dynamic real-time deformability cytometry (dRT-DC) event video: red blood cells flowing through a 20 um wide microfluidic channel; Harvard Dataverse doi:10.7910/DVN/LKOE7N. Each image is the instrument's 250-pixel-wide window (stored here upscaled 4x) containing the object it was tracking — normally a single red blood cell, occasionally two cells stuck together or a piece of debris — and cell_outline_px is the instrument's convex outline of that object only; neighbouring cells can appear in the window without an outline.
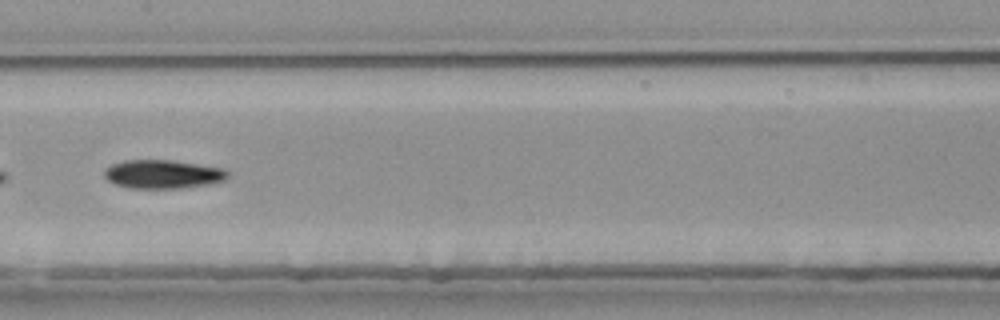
{"species": "common noctule bat (a hibernating species)", "species_latin": "Nyctalus noctula", "temperature_condition": "room temperature", "stored_images_in_passage": 38, "camera_frame_rate_fps": 3000, "um_per_image_px": 0.085, "animal": {"sex": "female", "body_mass_g": 25.1}, "frame": {"image": 1, "passage_image": 12, "time_ms": 3.667, "image_size_px": [1000, 320], "cell_outline_px": [[228, 176], [224, 180], [208, 184], [176, 188], [132, 188], [116, 184], [108, 180], [104, 176], [104, 172], [112, 164], [124, 160], [172, 160], [224, 168], [228, 172]], "centroid_in_image_um": [13.85, 14.79], "position_along_channel_um": 193.6, "area_um2": 20.35}}
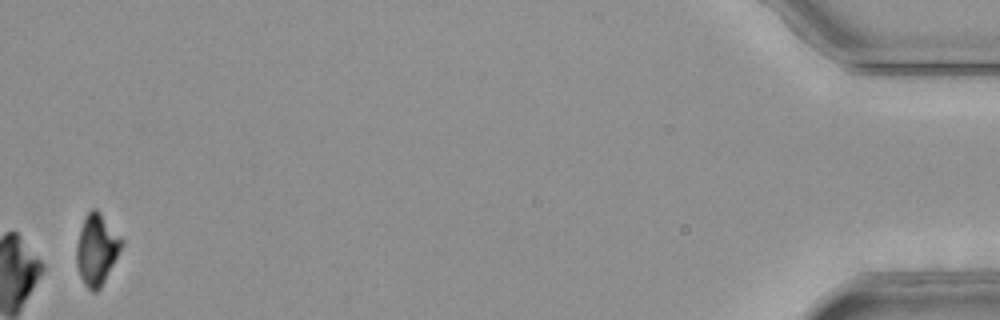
{"frame": {"image": 2, "passage_image": 38, "time_ms": 12.333, "image_size_px": [1000, 320], "cell_outline_px": [[124, 244], [100, 288], [96, 292], [92, 292], [84, 284], [80, 276], [76, 264], [76, 244], [80, 228], [88, 212], [92, 208], [96, 208], [100, 212], [124, 240]], "centroid_in_image_um": [8.21, 21.2], "position_along_channel_um": 427.0, "area_um2": 18.61}, "authors_computed_cell_mechanics": {"area_um2": 20.4034, "velocity_mm_per_s": 3.7797, "shape_relaxation_time_tau1_ms": 6.2189, "shape_relaxation_time_tau2_ms": null, "deformation_change_tau1": 0.1639, "deformation_change_tau2": null}}